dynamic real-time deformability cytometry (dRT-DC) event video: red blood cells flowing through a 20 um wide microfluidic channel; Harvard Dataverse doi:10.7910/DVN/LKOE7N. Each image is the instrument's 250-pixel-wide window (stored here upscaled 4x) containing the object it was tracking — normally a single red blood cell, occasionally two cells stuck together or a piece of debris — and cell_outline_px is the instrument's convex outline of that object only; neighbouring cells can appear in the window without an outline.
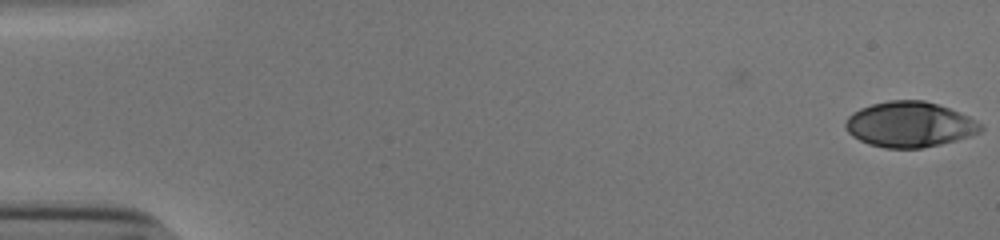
{"species": "human", "species_latin": "Homo sapiens", "temperature_condition": "cold", "stored_images_in_passage": 53, "camera_frame_rate_fps": 3000, "um_per_image_px": 0.085, "donor": {"sex": "male"}, "frame": {"image": 1, "passage_image": 1, "time_ms": 0.0, "image_size_px": [1000, 240], "cell_outline_px": [[984, 128], [980, 132], [956, 140], [940, 144], [920, 148], [884, 148], [868, 144], [852, 136], [848, 132], [844, 124], [848, 116], [852, 112], [860, 108], [872, 104], [888, 100], [924, 100], [948, 108], [968, 116], [984, 124]], "centroid_in_image_um": [77.3, 10.58], "position_along_channel_um": 7.7, "area_um2": 35.78}}
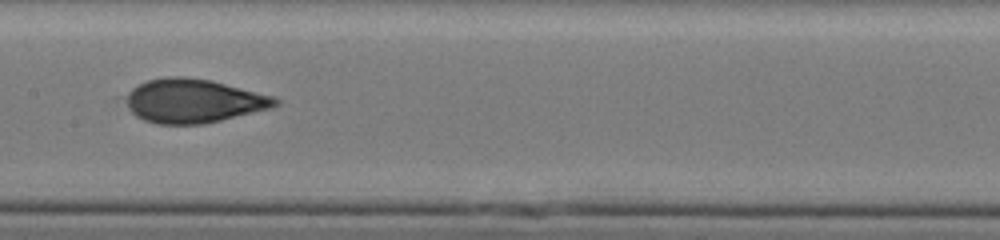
{"frame": {"image": 2, "passage_image": 28, "time_ms": 9.0, "image_size_px": [1000, 240], "cell_outline_px": [[280, 104], [272, 108], [204, 124], [156, 124], [144, 120], [136, 116], [132, 112], [128, 104], [128, 92], [132, 88], [148, 80], [168, 76], [184, 76], [212, 80], [276, 96], [280, 100]], "centroid_in_image_um": [16.52, 8.57], "position_along_channel_um": 190.9, "area_um2": 38.26}}
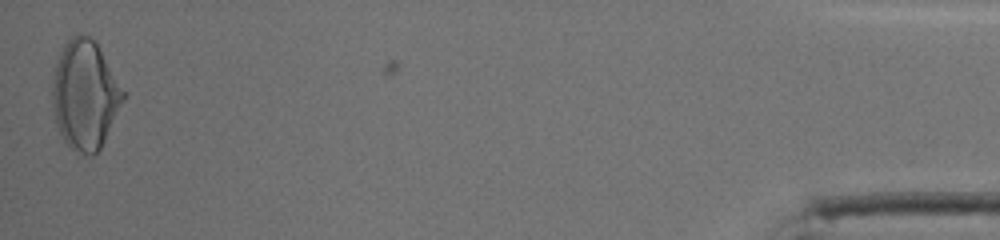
{"frame": {"image": 3, "passage_image": 53, "time_ms": 17.333, "image_size_px": [1000, 240], "cell_outline_px": [[124, 100], [100, 148], [92, 156], [88, 156], [68, 148], [56, 124], [52, 104], [52, 80], [56, 64], [60, 52], [64, 44], [72, 36], [80, 32], [96, 40], [124, 92]], "centroid_in_image_um": [7.2, 8.05], "position_along_channel_um": 428.0, "area_um2": 44.91}, "authors_computed_cell_mechanics": {"area_um2": 37.1076, "velocity_mm_per_s": 3.8928, "shape_relaxation_time_tau1_ms": 8.1617, "shape_relaxation_time_tau2_ms": 0.834, "deformation_change_tau1": 0.2334, "deformation_change_tau2": 0.0553}}